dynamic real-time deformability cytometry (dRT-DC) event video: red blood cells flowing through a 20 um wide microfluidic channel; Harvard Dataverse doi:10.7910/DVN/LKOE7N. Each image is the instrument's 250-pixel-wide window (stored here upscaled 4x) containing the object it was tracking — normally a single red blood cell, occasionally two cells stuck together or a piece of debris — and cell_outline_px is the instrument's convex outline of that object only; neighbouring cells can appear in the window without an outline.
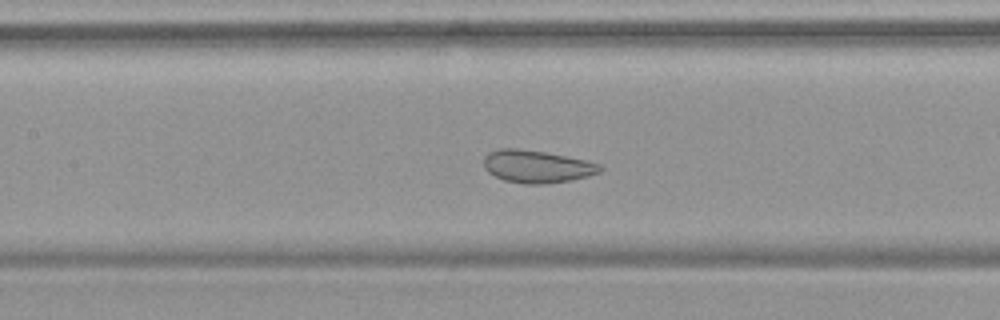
{"species": "common noctule bat (a hibernating species)", "species_latin": "Nyctalus noctula", "temperature_condition": "warm", "stored_images_in_passage": 56, "camera_frame_rate_fps": 3000, "um_per_image_px": 0.085, "animal": {"sex": "female", "body_mass_g": 19.9}, "frame": {"image": 1, "passage_image": 26, "time_ms": 8.333, "image_size_px": [1000, 320], "cell_outline_px": [[604, 168], [600, 172], [588, 176], [572, 180], [544, 184], [524, 184], [504, 180], [488, 172], [484, 168], [484, 156], [488, 152], [500, 148], [516, 148], [544, 152], [584, 160], [600, 164]], "centroid_in_image_um": [45.62, 14.15], "position_along_channel_um": 161.8, "area_um2": 22.02}}
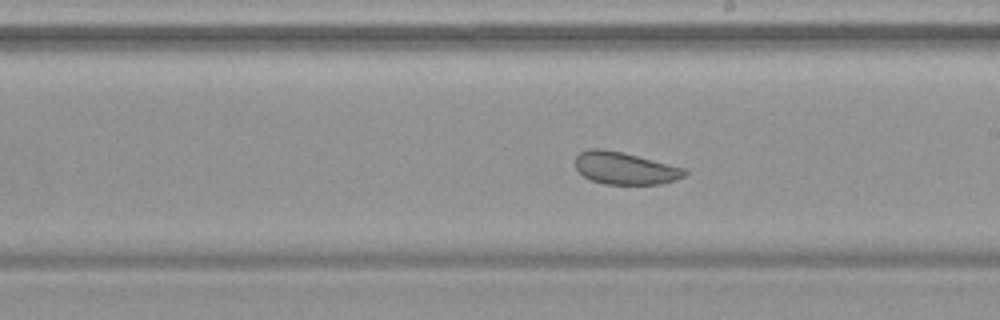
{"frame": {"image": 2, "passage_image": 32, "time_ms": 10.333, "image_size_px": [1000, 320], "cell_outline_px": [[688, 172], [684, 176], [676, 180], [664, 184], [604, 184], [592, 180], [584, 176], [576, 168], [576, 156], [580, 152], [588, 148], [600, 148], [624, 152], [688, 168]], "centroid_in_image_um": [53.18, 14.29], "position_along_channel_um": 235.8, "area_um2": 20.92}}
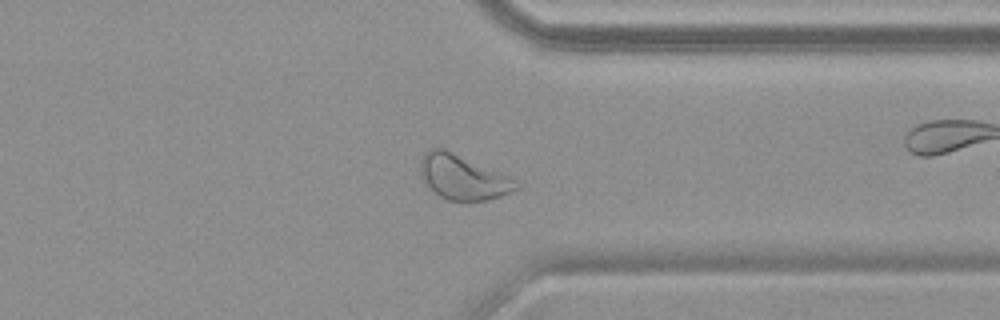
{"frame": {"image": 3, "passage_image": 43, "time_ms": 14.0, "image_size_px": [1000, 320], "cell_outline_px": [[520, 188], [500, 196], [488, 200], [448, 200], [440, 196], [428, 184], [420, 172], [420, 160], [424, 152], [432, 148], [444, 148], [508, 176], [516, 180], [520, 184]], "centroid_in_image_um": [39.36, 15.05], "position_along_channel_um": 372.0, "area_um2": 24.45}, "authors_computed_cell_mechanics": {"area_um2": 27.8885, "velocity_mm_per_s": 3.7302, "shape_relaxation_time_tau1_ms": 11.0771, "shape_relaxation_time_tau2_ms": 1.2678, "deformation_change_tau1": 0.0876, "deformation_change_tau2": 0.0747}}